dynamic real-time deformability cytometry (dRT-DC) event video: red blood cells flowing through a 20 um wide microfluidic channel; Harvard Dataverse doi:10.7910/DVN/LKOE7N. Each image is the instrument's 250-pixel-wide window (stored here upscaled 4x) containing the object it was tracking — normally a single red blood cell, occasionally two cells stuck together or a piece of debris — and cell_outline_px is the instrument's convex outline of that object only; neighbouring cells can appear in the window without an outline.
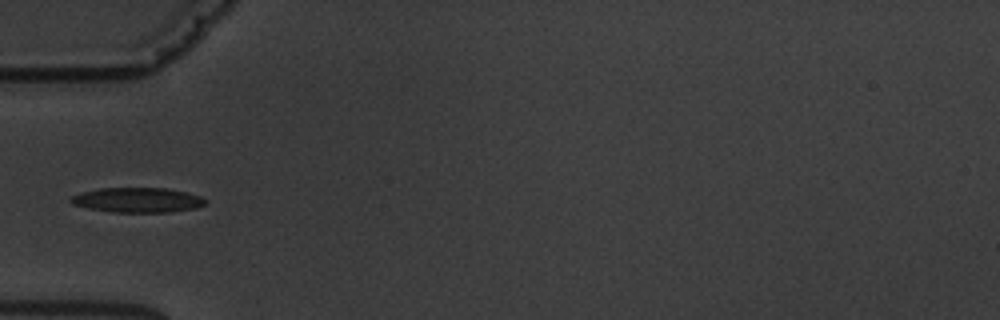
{"species": "common noctule bat (a hibernating species)", "species_latin": "Nyctalus noctula", "temperature_condition": "warm", "stored_images_in_passage": 4, "camera_frame_rate_fps": 3000, "um_per_image_px": 0.085, "animal": {"sex": "male", "body_mass_g": 19.5, "forearm_length_mm": 54.6}, "frame": {"image": 1, "passage_image": 2, "time_ms": 1.333, "image_size_px": [1000, 320], "cell_outline_px": [[208, 204], [196, 208], [172, 212], [112, 212], [88, 208], [72, 204], [68, 200], [72, 196], [80, 192], [100, 188], [168, 188], [200, 196], [208, 200]], "centroid_in_image_um": [11.71, 17.0], "position_along_channel_um": 73.3, "area_um2": 19.65}}
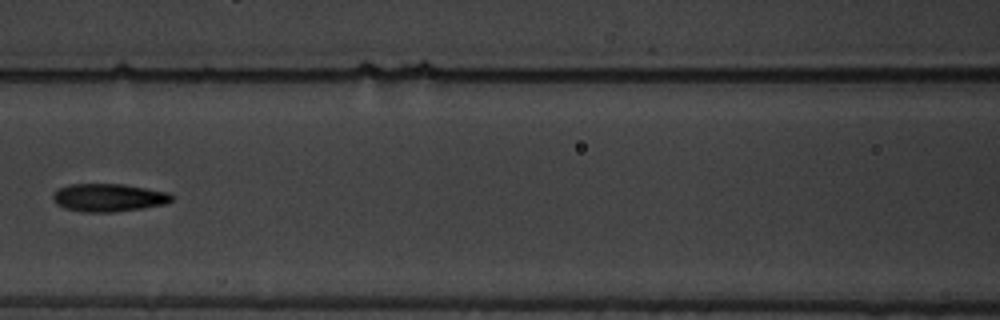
{"frame": {"image": 2, "passage_image": 4, "time_ms": 3.667, "image_size_px": [1000, 320], "cell_outline_px": [[172, 200], [168, 204], [116, 212], [84, 212], [64, 208], [56, 204], [52, 200], [52, 196], [56, 188], [68, 184], [124, 184], [168, 192], [172, 196]], "centroid_in_image_um": [9.2, 16.79], "position_along_channel_um": 157.4, "area_um2": 19.59}}